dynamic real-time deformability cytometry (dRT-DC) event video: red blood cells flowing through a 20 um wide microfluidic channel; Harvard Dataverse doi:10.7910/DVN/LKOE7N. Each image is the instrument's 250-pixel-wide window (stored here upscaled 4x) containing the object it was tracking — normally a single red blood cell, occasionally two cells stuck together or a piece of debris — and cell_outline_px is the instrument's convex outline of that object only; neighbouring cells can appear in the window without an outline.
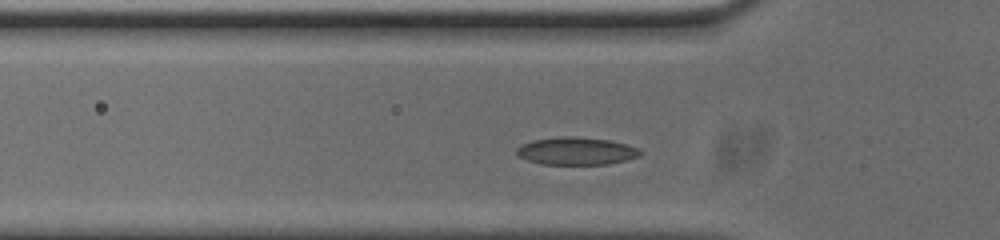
{"species": "common noctule bat (a hibernating species)", "species_latin": "Nyctalus noctula", "temperature_condition": "cold", "stored_images_in_passage": 36, "camera_frame_rate_fps": 3000, "um_per_image_px": 0.085, "animal": {"sex": "male", "body_mass_g": 20.0, "forearm_length_mm": 53.3}, "frame": {"image": 1, "passage_image": 8, "time_ms": 2.333, "image_size_px": [1000, 240], "cell_outline_px": [[644, 152], [640, 156], [608, 164], [540, 164], [528, 160], [520, 156], [516, 152], [516, 148], [520, 144], [532, 140], [560, 136], [572, 136], [608, 140], [628, 144], [640, 148]], "centroid_in_image_um": [49.0, 12.83], "position_along_channel_um": 76.8, "area_um2": 20.0}}
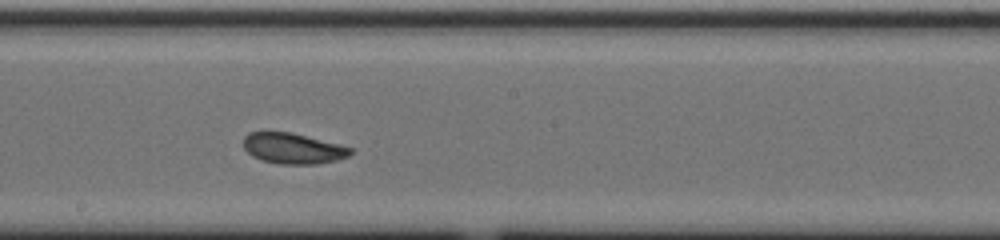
{"frame": {"image": 2, "passage_image": 20, "time_ms": 6.333, "image_size_px": [1000, 240], "cell_outline_px": [[352, 152], [348, 156], [336, 160], [316, 164], [280, 164], [260, 160], [252, 156], [244, 148], [244, 136], [248, 132], [292, 132], [340, 144], [352, 148]], "centroid_in_image_um": [24.89, 12.61], "position_along_channel_um": 223.3, "area_um2": 19.19}}
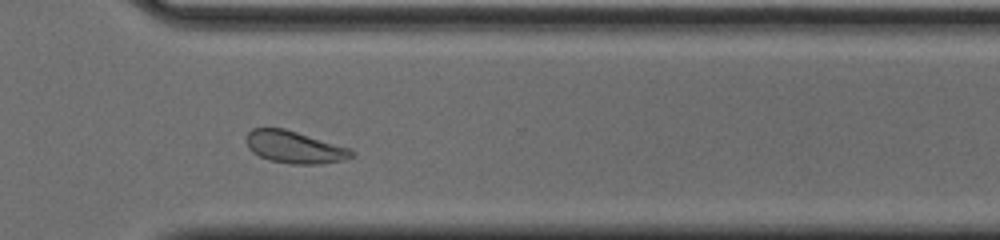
{"frame": {"image": 3, "passage_image": 30, "time_ms": 9.667, "image_size_px": [1000, 240], "cell_outline_px": [[356, 152], [352, 156], [344, 160], [320, 164], [292, 164], [268, 160], [252, 152], [248, 148], [244, 140], [248, 132], [252, 128], [284, 128], [352, 148]], "centroid_in_image_um": [25.03, 12.5], "position_along_channel_um": 345.6, "area_um2": 20.06}}